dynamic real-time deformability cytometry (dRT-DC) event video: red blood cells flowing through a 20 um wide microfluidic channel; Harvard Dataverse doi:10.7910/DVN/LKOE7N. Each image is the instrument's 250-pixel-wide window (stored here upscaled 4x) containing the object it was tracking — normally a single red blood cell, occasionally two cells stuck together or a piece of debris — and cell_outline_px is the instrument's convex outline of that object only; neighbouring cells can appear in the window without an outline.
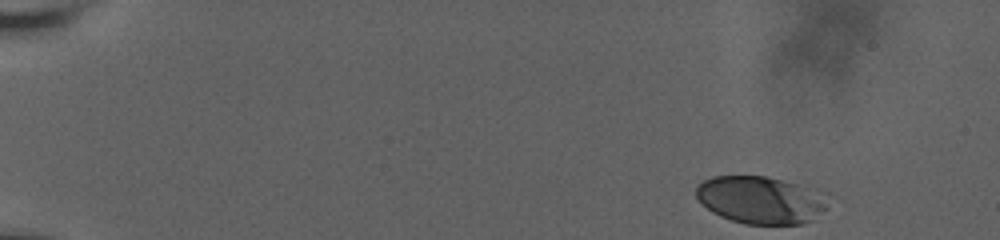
{"species": "human", "species_latin": "Homo sapiens", "temperature_condition": "room temperature", "stored_images_in_passage": 61, "camera_frame_rate_fps": 3000, "um_per_image_px": 0.085, "donor": {"sex": "male"}, "frame": {"image": 1, "passage_image": 1, "time_ms": 0.0, "image_size_px": [1000, 240], "cell_outline_px": [[824, 208], [812, 220], [800, 224], [744, 224], [720, 216], [712, 212], [696, 196], [696, 184], [712, 176], [764, 176], [796, 184], [820, 200]], "centroid_in_image_um": [64.44, 17.01], "position_along_channel_um": 20.6, "area_um2": 34.8}}
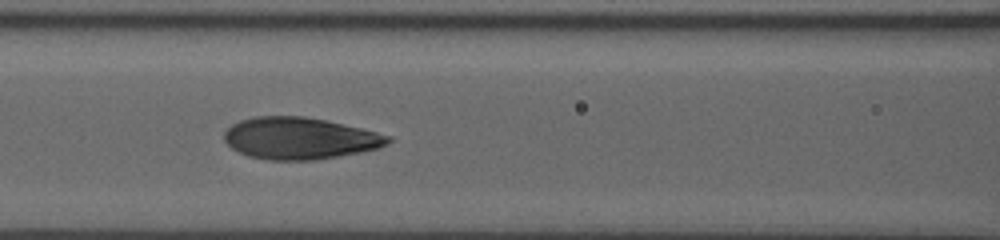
{"frame": {"image": 2, "passage_image": 34, "time_ms": 7.333, "image_size_px": [1000, 240], "cell_outline_px": [[392, 140], [388, 144], [380, 148], [360, 152], [312, 160], [268, 160], [248, 156], [232, 148], [224, 140], [224, 132], [232, 124], [240, 120], [256, 116], [304, 116], [324, 120], [360, 128], [392, 136]], "centroid_in_image_um": [25.47, 11.75], "position_along_channel_um": 141.1, "area_um2": 39.77}}
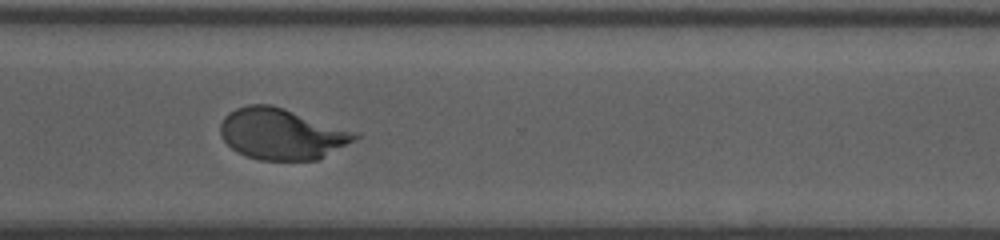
{"frame": {"image": 3, "passage_image": 60, "time_ms": 13.0, "image_size_px": [1000, 240], "cell_outline_px": [[360, 136], [316, 160], [260, 160], [244, 156], [236, 152], [224, 140], [220, 132], [220, 124], [224, 116], [228, 112], [236, 108], [248, 104], [272, 104], [360, 132]], "centroid_in_image_um": [23.92, 11.36], "position_along_channel_um": 346.7, "area_um2": 40.17}}